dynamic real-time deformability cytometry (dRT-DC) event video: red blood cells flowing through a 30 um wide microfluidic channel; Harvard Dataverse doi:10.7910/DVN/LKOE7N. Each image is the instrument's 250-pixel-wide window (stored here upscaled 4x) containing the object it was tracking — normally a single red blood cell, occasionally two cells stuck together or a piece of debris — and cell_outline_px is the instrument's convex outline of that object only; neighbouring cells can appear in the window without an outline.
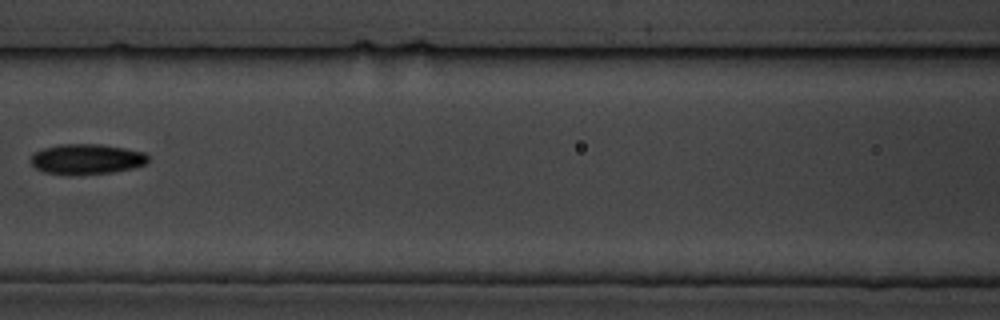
{"species": "common noctule bat (a hibernating species)", "species_latin": "Nyctalus noctula", "temperature_condition": "cold", "stored_images_in_passage": 9, "camera_frame_rate_fps": 3000, "um_per_image_px": 0.085, "animal": {"sex": "male", "body_mass_g": 19.5, "forearm_length_mm": 54.6}, "frame": {"image": 1, "passage_image": 8, "time_ms": 8.333, "image_size_px": [1000, 320], "cell_outline_px": [[148, 160], [144, 164], [132, 168], [112, 172], [72, 176], [44, 172], [36, 168], [32, 164], [32, 156], [36, 152], [44, 148], [60, 144], [100, 144], [124, 148], [144, 152], [148, 156]], "centroid_in_image_um": [7.36, 13.53], "position_along_channel_um": 159.2, "area_um2": 20.69}}
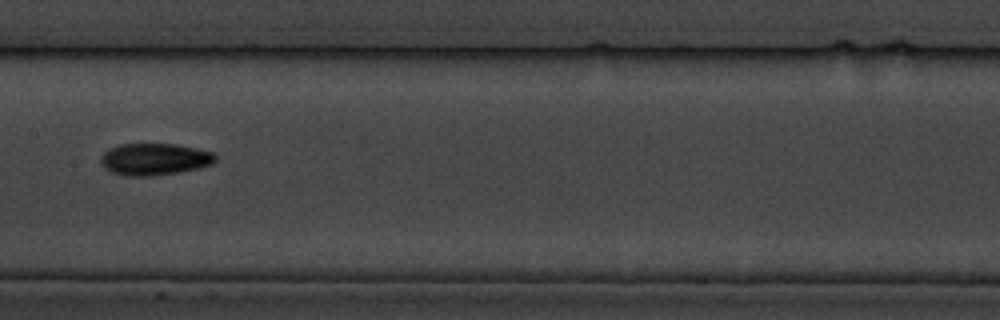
{"frame": {"image": 2, "passage_image": 9, "time_ms": 9.333, "image_size_px": [1000, 320], "cell_outline_px": [[216, 160], [212, 164], [200, 168], [180, 172], [152, 176], [124, 176], [112, 172], [104, 168], [100, 160], [100, 156], [108, 148], [120, 144], [176, 144], [196, 148], [212, 152], [216, 156]], "centroid_in_image_um": [13.12, 13.54], "position_along_channel_um": 194.3, "area_um2": 21.5}}